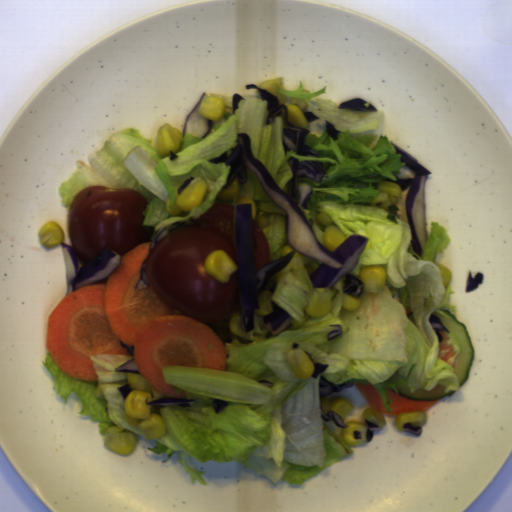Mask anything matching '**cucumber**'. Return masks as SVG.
I'll return each mask as SVG.
<instances>
[{"label":"cucumber","instance_id":"cucumber-1","mask_svg":"<svg viewBox=\"0 0 512 512\" xmlns=\"http://www.w3.org/2000/svg\"><path fill=\"white\" fill-rule=\"evenodd\" d=\"M440 310L450 318L441 313L432 312L449 330V333L439 331L443 340L438 342V355L453 367L460 387L465 385L468 380L474 363L475 347L466 325L456 318L450 309L444 307Z\"/></svg>","mask_w":512,"mask_h":512},{"label":"cucumber","instance_id":"cucumber-2","mask_svg":"<svg viewBox=\"0 0 512 512\" xmlns=\"http://www.w3.org/2000/svg\"><path fill=\"white\" fill-rule=\"evenodd\" d=\"M395 388L398 392V395L414 401H440L444 398L451 397L456 393V391L445 393V386L439 383L431 391H426L420 388L417 389L415 393L410 392L408 386L404 384H401Z\"/></svg>","mask_w":512,"mask_h":512}]
</instances>
